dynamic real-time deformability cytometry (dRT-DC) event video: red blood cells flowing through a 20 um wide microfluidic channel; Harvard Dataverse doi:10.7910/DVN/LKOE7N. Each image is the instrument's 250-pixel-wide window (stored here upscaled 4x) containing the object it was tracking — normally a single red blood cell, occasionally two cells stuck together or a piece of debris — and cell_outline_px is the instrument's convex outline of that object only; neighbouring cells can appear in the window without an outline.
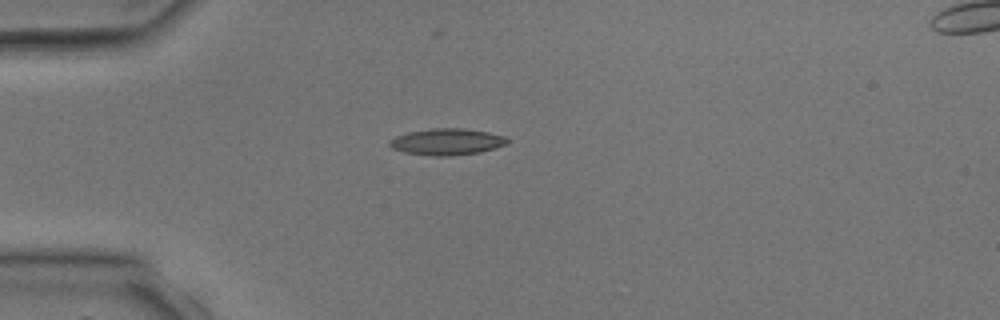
{"species": "common noctule bat (a hibernating species)", "species_latin": "Nyctalus noctula", "temperature_condition": "room temperature", "stored_images_in_passage": 5, "camera_frame_rate_fps": 3000, "um_per_image_px": 0.085, "animal": {"sex": "male", "body_mass_g": 17.9, "forearm_length_mm": 54.2}, "frame": {"image": 1, "passage_image": 5, "time_ms": 4.667, "image_size_px": [1000, 320], "cell_outline_px": [[508, 144], [496, 148], [480, 152], [452, 156], [432, 156], [404, 152], [392, 148], [388, 144], [388, 140], [396, 136], [408, 132], [432, 128], [464, 128], [488, 132], [504, 136], [508, 140]], "centroid_in_image_um": [37.98, 12.05], "position_along_channel_um": 47.0, "area_um2": 18.32}}